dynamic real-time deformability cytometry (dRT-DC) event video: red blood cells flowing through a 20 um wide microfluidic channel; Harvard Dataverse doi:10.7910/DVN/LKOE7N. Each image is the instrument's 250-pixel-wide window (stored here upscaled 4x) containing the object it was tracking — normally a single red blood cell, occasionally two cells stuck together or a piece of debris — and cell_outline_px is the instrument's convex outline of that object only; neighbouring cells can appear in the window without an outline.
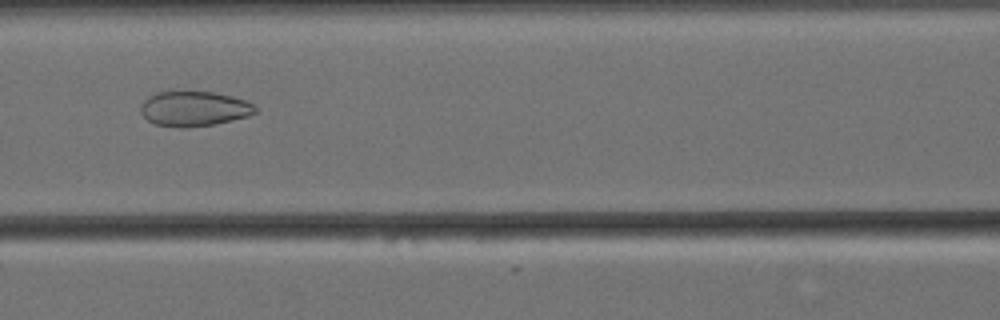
{"species": "Egyptian fruit bat (a non-hibernating species)", "species_latin": "Rousettus aegyptiacus", "temperature_condition": "cold", "stored_images_in_passage": 56, "camera_frame_rate_fps": 3000, "um_per_image_px": 0.085, "animal": {"sex": "female"}, "frame": {"image": 1, "passage_image": 22, "time_ms": 7.0, "image_size_px": [1000, 320], "cell_outline_px": [[256, 112], [248, 116], [212, 124], [184, 128], [180, 128], [156, 124], [148, 120], [140, 112], [140, 104], [148, 96], [172, 88], [212, 92], [232, 96], [244, 100], [252, 104], [256, 108]], "centroid_in_image_um": [16.43, 9.19], "position_along_channel_um": 150.2, "area_um2": 23.81}}
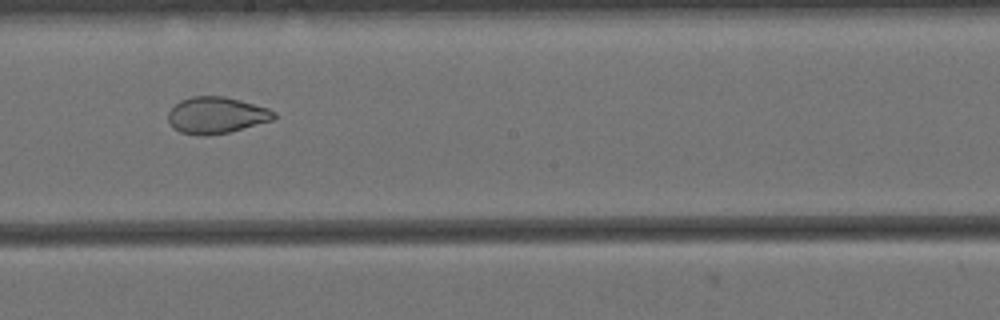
{"frame": {"image": 2, "passage_image": 29, "time_ms": 9.333, "image_size_px": [1000, 320], "cell_outline_px": [[276, 116], [272, 120], [228, 132], [204, 136], [180, 132], [172, 128], [168, 120], [168, 112], [180, 100], [192, 96], [224, 96], [240, 100], [268, 108], [276, 112]], "centroid_in_image_um": [18.36, 9.79], "position_along_channel_um": 229.8, "area_um2": 22.43}}
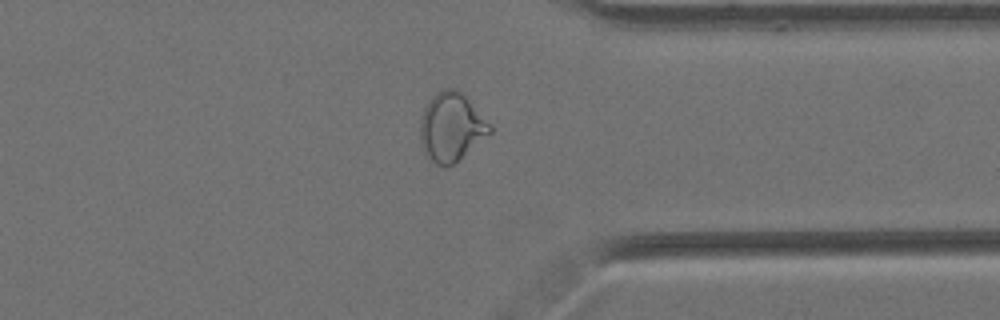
{"frame": {"image": 3, "passage_image": 42, "time_ms": 13.667, "image_size_px": [1000, 320], "cell_outline_px": [[492, 132], [452, 164], [436, 164], [428, 160], [420, 140], [420, 116], [424, 108], [432, 96], [436, 92], [444, 88], [452, 88], [460, 92], [468, 100], [492, 128]], "centroid_in_image_um": [38.31, 10.79], "position_along_channel_um": 373.1, "area_um2": 27.11}, "authors_computed_cell_mechanics": {"area_um2": 28.6688, "velocity_mm_per_s": 3.4232, "shape_relaxation_time_tau1_ms": null, "shape_relaxation_time_tau2_ms": 1.5438, "deformation_change_tau1": null, "deformation_change_tau2": 0.0677}}